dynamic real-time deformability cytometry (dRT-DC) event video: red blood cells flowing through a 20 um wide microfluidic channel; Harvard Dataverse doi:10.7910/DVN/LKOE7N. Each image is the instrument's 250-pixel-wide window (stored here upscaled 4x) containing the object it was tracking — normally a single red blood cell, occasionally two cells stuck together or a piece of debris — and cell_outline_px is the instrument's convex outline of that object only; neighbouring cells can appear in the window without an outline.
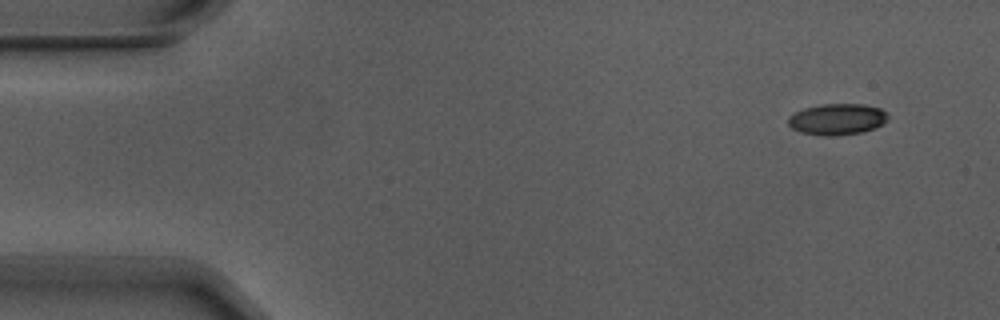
{"species": "Egyptian fruit bat (a non-hibernating species)", "species_latin": "Rousettus aegyptiacus", "temperature_condition": "warm", "stored_images_in_passage": 5, "camera_frame_rate_fps": 3000, "um_per_image_px": 0.085, "animal": {"sex": "male"}, "frame": {"image": 1, "passage_image": 1, "time_ms": 0.0, "image_size_px": [1000, 320], "cell_outline_px": [[888, 120], [884, 124], [876, 128], [860, 132], [832, 136], [824, 136], [800, 132], [792, 128], [788, 124], [788, 116], [792, 112], [804, 108], [820, 104], [864, 104], [880, 108], [888, 116]], "centroid_in_image_um": [71.14, 10.13], "position_along_channel_um": 13.9, "area_um2": 18.32}}
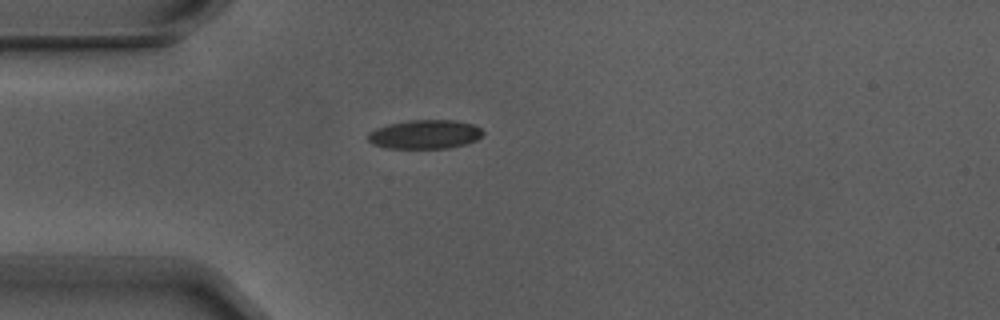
{"frame": {"image": 2, "passage_image": 4, "time_ms": 1.0, "image_size_px": [1000, 320], "cell_outline_px": [[484, 132], [476, 140], [468, 144], [448, 148], [384, 148], [372, 144], [368, 140], [368, 132], [376, 128], [388, 124], [408, 120], [456, 120], [472, 124], [480, 128]], "centroid_in_image_um": [36.1, 11.42], "position_along_channel_um": 48.9, "area_um2": 19.54}}